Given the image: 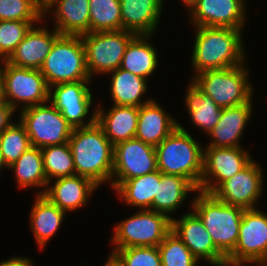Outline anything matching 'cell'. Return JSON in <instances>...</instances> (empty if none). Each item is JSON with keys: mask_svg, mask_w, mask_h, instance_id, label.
I'll return each mask as SVG.
<instances>
[{"mask_svg": "<svg viewBox=\"0 0 267 266\" xmlns=\"http://www.w3.org/2000/svg\"><path fill=\"white\" fill-rule=\"evenodd\" d=\"M192 66L197 75L207 70H220L244 64L245 51L241 29L196 27Z\"/></svg>", "mask_w": 267, "mask_h": 266, "instance_id": "6da1fadb", "label": "cell"}, {"mask_svg": "<svg viewBox=\"0 0 267 266\" xmlns=\"http://www.w3.org/2000/svg\"><path fill=\"white\" fill-rule=\"evenodd\" d=\"M68 143L76 175L87 177L98 186L111 181L114 145L97 122L86 127L73 128Z\"/></svg>", "mask_w": 267, "mask_h": 266, "instance_id": "7a4b0ae2", "label": "cell"}, {"mask_svg": "<svg viewBox=\"0 0 267 266\" xmlns=\"http://www.w3.org/2000/svg\"><path fill=\"white\" fill-rule=\"evenodd\" d=\"M179 126L155 147L158 170L187 178L198 190L203 171V146Z\"/></svg>", "mask_w": 267, "mask_h": 266, "instance_id": "3957f363", "label": "cell"}, {"mask_svg": "<svg viewBox=\"0 0 267 266\" xmlns=\"http://www.w3.org/2000/svg\"><path fill=\"white\" fill-rule=\"evenodd\" d=\"M197 193L191 201V211L200 218L216 248L227 257L237 244L245 209L225 204L211 193L200 190Z\"/></svg>", "mask_w": 267, "mask_h": 266, "instance_id": "277c9868", "label": "cell"}, {"mask_svg": "<svg viewBox=\"0 0 267 266\" xmlns=\"http://www.w3.org/2000/svg\"><path fill=\"white\" fill-rule=\"evenodd\" d=\"M40 72L48 87L60 83L90 81L81 36L60 35L53 43Z\"/></svg>", "mask_w": 267, "mask_h": 266, "instance_id": "5b68a950", "label": "cell"}, {"mask_svg": "<svg viewBox=\"0 0 267 266\" xmlns=\"http://www.w3.org/2000/svg\"><path fill=\"white\" fill-rule=\"evenodd\" d=\"M246 67L244 63L236 67L207 70L193 75L192 81L220 108L240 105L249 102L254 95Z\"/></svg>", "mask_w": 267, "mask_h": 266, "instance_id": "8992f818", "label": "cell"}, {"mask_svg": "<svg viewBox=\"0 0 267 266\" xmlns=\"http://www.w3.org/2000/svg\"><path fill=\"white\" fill-rule=\"evenodd\" d=\"M111 242L116 249L158 246L172 230V219L152 210H139L114 226Z\"/></svg>", "mask_w": 267, "mask_h": 266, "instance_id": "52a82bcc", "label": "cell"}, {"mask_svg": "<svg viewBox=\"0 0 267 266\" xmlns=\"http://www.w3.org/2000/svg\"><path fill=\"white\" fill-rule=\"evenodd\" d=\"M136 34L128 30L89 32L81 36L89 76L105 75L121 66L125 49Z\"/></svg>", "mask_w": 267, "mask_h": 266, "instance_id": "ba28073f", "label": "cell"}, {"mask_svg": "<svg viewBox=\"0 0 267 266\" xmlns=\"http://www.w3.org/2000/svg\"><path fill=\"white\" fill-rule=\"evenodd\" d=\"M19 114L33 147L61 145L71 137L73 127L50 102L24 108Z\"/></svg>", "mask_w": 267, "mask_h": 266, "instance_id": "9c48e42d", "label": "cell"}, {"mask_svg": "<svg viewBox=\"0 0 267 266\" xmlns=\"http://www.w3.org/2000/svg\"><path fill=\"white\" fill-rule=\"evenodd\" d=\"M3 76L5 101L15 110L49 102V87L40 69L18 67L3 60Z\"/></svg>", "mask_w": 267, "mask_h": 266, "instance_id": "30bf717a", "label": "cell"}, {"mask_svg": "<svg viewBox=\"0 0 267 266\" xmlns=\"http://www.w3.org/2000/svg\"><path fill=\"white\" fill-rule=\"evenodd\" d=\"M267 261V213L259 208L245 209L235 249L226 264L244 266Z\"/></svg>", "mask_w": 267, "mask_h": 266, "instance_id": "8fae6325", "label": "cell"}, {"mask_svg": "<svg viewBox=\"0 0 267 266\" xmlns=\"http://www.w3.org/2000/svg\"><path fill=\"white\" fill-rule=\"evenodd\" d=\"M252 160L249 151L243 147H205L200 191L212 194Z\"/></svg>", "mask_w": 267, "mask_h": 266, "instance_id": "7c38bea8", "label": "cell"}, {"mask_svg": "<svg viewBox=\"0 0 267 266\" xmlns=\"http://www.w3.org/2000/svg\"><path fill=\"white\" fill-rule=\"evenodd\" d=\"M89 85L90 81H77L49 87V102L62 113L73 128L86 127L96 122V108L86 120L93 105Z\"/></svg>", "mask_w": 267, "mask_h": 266, "instance_id": "4fadbf2b", "label": "cell"}, {"mask_svg": "<svg viewBox=\"0 0 267 266\" xmlns=\"http://www.w3.org/2000/svg\"><path fill=\"white\" fill-rule=\"evenodd\" d=\"M158 170L155 147L132 138L114 146L111 187L121 182Z\"/></svg>", "mask_w": 267, "mask_h": 266, "instance_id": "5bb4252c", "label": "cell"}, {"mask_svg": "<svg viewBox=\"0 0 267 266\" xmlns=\"http://www.w3.org/2000/svg\"><path fill=\"white\" fill-rule=\"evenodd\" d=\"M262 168L254 159L233 177L224 181L212 194L225 204L257 208V201L263 195L264 180Z\"/></svg>", "mask_w": 267, "mask_h": 266, "instance_id": "9a60e30c", "label": "cell"}, {"mask_svg": "<svg viewBox=\"0 0 267 266\" xmlns=\"http://www.w3.org/2000/svg\"><path fill=\"white\" fill-rule=\"evenodd\" d=\"M180 218H172V231L199 261H208L212 266H229L226 257L216 248L202 221L193 211L186 212Z\"/></svg>", "mask_w": 267, "mask_h": 266, "instance_id": "2e32d148", "label": "cell"}, {"mask_svg": "<svg viewBox=\"0 0 267 266\" xmlns=\"http://www.w3.org/2000/svg\"><path fill=\"white\" fill-rule=\"evenodd\" d=\"M245 0H200L190 10L189 20L196 27L244 30Z\"/></svg>", "mask_w": 267, "mask_h": 266, "instance_id": "e0dca14e", "label": "cell"}, {"mask_svg": "<svg viewBox=\"0 0 267 266\" xmlns=\"http://www.w3.org/2000/svg\"><path fill=\"white\" fill-rule=\"evenodd\" d=\"M59 36L60 34L55 28L49 31L48 28L37 27L35 24L17 45L7 61L18 67L40 69L50 53L54 41Z\"/></svg>", "mask_w": 267, "mask_h": 266, "instance_id": "ac0fdd59", "label": "cell"}, {"mask_svg": "<svg viewBox=\"0 0 267 266\" xmlns=\"http://www.w3.org/2000/svg\"><path fill=\"white\" fill-rule=\"evenodd\" d=\"M54 180L48 184L44 196L66 213L85 206L89 196L99 187L91 179L79 175Z\"/></svg>", "mask_w": 267, "mask_h": 266, "instance_id": "d6986e66", "label": "cell"}, {"mask_svg": "<svg viewBox=\"0 0 267 266\" xmlns=\"http://www.w3.org/2000/svg\"><path fill=\"white\" fill-rule=\"evenodd\" d=\"M252 100L222 109L219 121L208 133L211 140L207 147H242L240 139L252 116Z\"/></svg>", "mask_w": 267, "mask_h": 266, "instance_id": "ffe728a7", "label": "cell"}, {"mask_svg": "<svg viewBox=\"0 0 267 266\" xmlns=\"http://www.w3.org/2000/svg\"><path fill=\"white\" fill-rule=\"evenodd\" d=\"M178 126V121L168 114L154 98L139 107L135 138L157 147Z\"/></svg>", "mask_w": 267, "mask_h": 266, "instance_id": "44dd1931", "label": "cell"}, {"mask_svg": "<svg viewBox=\"0 0 267 266\" xmlns=\"http://www.w3.org/2000/svg\"><path fill=\"white\" fill-rule=\"evenodd\" d=\"M163 0H120L122 30L153 35L164 8Z\"/></svg>", "mask_w": 267, "mask_h": 266, "instance_id": "7402d4cb", "label": "cell"}, {"mask_svg": "<svg viewBox=\"0 0 267 266\" xmlns=\"http://www.w3.org/2000/svg\"><path fill=\"white\" fill-rule=\"evenodd\" d=\"M105 111L100 104L96 107V122L114 146L135 138L139 107L113 105L108 112Z\"/></svg>", "mask_w": 267, "mask_h": 266, "instance_id": "603a6c76", "label": "cell"}, {"mask_svg": "<svg viewBox=\"0 0 267 266\" xmlns=\"http://www.w3.org/2000/svg\"><path fill=\"white\" fill-rule=\"evenodd\" d=\"M43 13L44 18L48 13L55 16L54 28L60 35L82 36L90 32L89 0H56Z\"/></svg>", "mask_w": 267, "mask_h": 266, "instance_id": "cb8c5ba5", "label": "cell"}, {"mask_svg": "<svg viewBox=\"0 0 267 266\" xmlns=\"http://www.w3.org/2000/svg\"><path fill=\"white\" fill-rule=\"evenodd\" d=\"M65 214L66 212L53 204L46 196L36 195L29 222L39 249L43 250L47 242L56 234Z\"/></svg>", "mask_w": 267, "mask_h": 266, "instance_id": "d4e9b609", "label": "cell"}, {"mask_svg": "<svg viewBox=\"0 0 267 266\" xmlns=\"http://www.w3.org/2000/svg\"><path fill=\"white\" fill-rule=\"evenodd\" d=\"M192 191L198 189L187 178L160 172V182H157V196H154L152 211L166 214L172 219L170 214L183 205Z\"/></svg>", "mask_w": 267, "mask_h": 266, "instance_id": "484cf974", "label": "cell"}, {"mask_svg": "<svg viewBox=\"0 0 267 266\" xmlns=\"http://www.w3.org/2000/svg\"><path fill=\"white\" fill-rule=\"evenodd\" d=\"M111 74L110 93L113 105L140 107L153 100L148 98L142 101L147 91V79L137 76L122 68L107 73Z\"/></svg>", "mask_w": 267, "mask_h": 266, "instance_id": "4316f807", "label": "cell"}, {"mask_svg": "<svg viewBox=\"0 0 267 266\" xmlns=\"http://www.w3.org/2000/svg\"><path fill=\"white\" fill-rule=\"evenodd\" d=\"M150 37L152 35L136 34L130 40L120 68L148 80L158 66L157 50L150 43Z\"/></svg>", "mask_w": 267, "mask_h": 266, "instance_id": "83f0119b", "label": "cell"}, {"mask_svg": "<svg viewBox=\"0 0 267 266\" xmlns=\"http://www.w3.org/2000/svg\"><path fill=\"white\" fill-rule=\"evenodd\" d=\"M157 182H160L159 170L125 180L114 191L127 205L152 210L154 196H157Z\"/></svg>", "mask_w": 267, "mask_h": 266, "instance_id": "f1b7e54d", "label": "cell"}, {"mask_svg": "<svg viewBox=\"0 0 267 266\" xmlns=\"http://www.w3.org/2000/svg\"><path fill=\"white\" fill-rule=\"evenodd\" d=\"M12 172L18 186L22 189L41 187L36 195H44L48 181L44 172L41 148L31 146L25 151L11 166L8 167Z\"/></svg>", "mask_w": 267, "mask_h": 266, "instance_id": "f546056e", "label": "cell"}, {"mask_svg": "<svg viewBox=\"0 0 267 266\" xmlns=\"http://www.w3.org/2000/svg\"><path fill=\"white\" fill-rule=\"evenodd\" d=\"M186 89L185 105L189 118L194 126L208 135L219 121L222 108L217 106L210 96L204 94L193 81Z\"/></svg>", "mask_w": 267, "mask_h": 266, "instance_id": "4dcf8cb0", "label": "cell"}, {"mask_svg": "<svg viewBox=\"0 0 267 266\" xmlns=\"http://www.w3.org/2000/svg\"><path fill=\"white\" fill-rule=\"evenodd\" d=\"M44 172L50 184L51 179L76 175L69 143L41 148Z\"/></svg>", "mask_w": 267, "mask_h": 266, "instance_id": "1f68e13d", "label": "cell"}, {"mask_svg": "<svg viewBox=\"0 0 267 266\" xmlns=\"http://www.w3.org/2000/svg\"><path fill=\"white\" fill-rule=\"evenodd\" d=\"M90 32L122 30L120 0H89Z\"/></svg>", "mask_w": 267, "mask_h": 266, "instance_id": "d6a6232c", "label": "cell"}, {"mask_svg": "<svg viewBox=\"0 0 267 266\" xmlns=\"http://www.w3.org/2000/svg\"><path fill=\"white\" fill-rule=\"evenodd\" d=\"M30 147V138L26 132L25 126L20 121L13 122L0 135V152L7 168Z\"/></svg>", "mask_w": 267, "mask_h": 266, "instance_id": "836d02e7", "label": "cell"}, {"mask_svg": "<svg viewBox=\"0 0 267 266\" xmlns=\"http://www.w3.org/2000/svg\"><path fill=\"white\" fill-rule=\"evenodd\" d=\"M162 266H197L199 260L172 230L158 245Z\"/></svg>", "mask_w": 267, "mask_h": 266, "instance_id": "e575fe53", "label": "cell"}, {"mask_svg": "<svg viewBox=\"0 0 267 266\" xmlns=\"http://www.w3.org/2000/svg\"><path fill=\"white\" fill-rule=\"evenodd\" d=\"M109 257L118 266H162L158 246L116 249Z\"/></svg>", "mask_w": 267, "mask_h": 266, "instance_id": "d590c367", "label": "cell"}, {"mask_svg": "<svg viewBox=\"0 0 267 266\" xmlns=\"http://www.w3.org/2000/svg\"><path fill=\"white\" fill-rule=\"evenodd\" d=\"M42 21H0V59L7 60L35 23Z\"/></svg>", "mask_w": 267, "mask_h": 266, "instance_id": "8d00e7d4", "label": "cell"}, {"mask_svg": "<svg viewBox=\"0 0 267 266\" xmlns=\"http://www.w3.org/2000/svg\"><path fill=\"white\" fill-rule=\"evenodd\" d=\"M35 0H0V21H43Z\"/></svg>", "mask_w": 267, "mask_h": 266, "instance_id": "74e56055", "label": "cell"}, {"mask_svg": "<svg viewBox=\"0 0 267 266\" xmlns=\"http://www.w3.org/2000/svg\"><path fill=\"white\" fill-rule=\"evenodd\" d=\"M16 110L6 101L0 102V135L13 123Z\"/></svg>", "mask_w": 267, "mask_h": 266, "instance_id": "f35d334b", "label": "cell"}, {"mask_svg": "<svg viewBox=\"0 0 267 266\" xmlns=\"http://www.w3.org/2000/svg\"><path fill=\"white\" fill-rule=\"evenodd\" d=\"M33 261L27 257L16 256L0 262V266H34Z\"/></svg>", "mask_w": 267, "mask_h": 266, "instance_id": "ab89813d", "label": "cell"}, {"mask_svg": "<svg viewBox=\"0 0 267 266\" xmlns=\"http://www.w3.org/2000/svg\"><path fill=\"white\" fill-rule=\"evenodd\" d=\"M2 65H0V102L5 101V88H4V76H3V60L0 59Z\"/></svg>", "mask_w": 267, "mask_h": 266, "instance_id": "60d3db41", "label": "cell"}, {"mask_svg": "<svg viewBox=\"0 0 267 266\" xmlns=\"http://www.w3.org/2000/svg\"><path fill=\"white\" fill-rule=\"evenodd\" d=\"M36 4L38 5V7L45 12L46 9H48V7L50 5H52L56 0H35Z\"/></svg>", "mask_w": 267, "mask_h": 266, "instance_id": "b9f144b4", "label": "cell"}, {"mask_svg": "<svg viewBox=\"0 0 267 266\" xmlns=\"http://www.w3.org/2000/svg\"><path fill=\"white\" fill-rule=\"evenodd\" d=\"M183 3L186 5V9L188 7V11L195 5L197 4L200 0H182Z\"/></svg>", "mask_w": 267, "mask_h": 266, "instance_id": "7bdbcfd3", "label": "cell"}, {"mask_svg": "<svg viewBox=\"0 0 267 266\" xmlns=\"http://www.w3.org/2000/svg\"><path fill=\"white\" fill-rule=\"evenodd\" d=\"M103 266H118L110 257H108L107 261Z\"/></svg>", "mask_w": 267, "mask_h": 266, "instance_id": "ee69618b", "label": "cell"}, {"mask_svg": "<svg viewBox=\"0 0 267 266\" xmlns=\"http://www.w3.org/2000/svg\"><path fill=\"white\" fill-rule=\"evenodd\" d=\"M3 167L6 168L7 165L5 164V162H4V160H3V156H2V154H1V152H0V170H1Z\"/></svg>", "mask_w": 267, "mask_h": 266, "instance_id": "f6af8a7d", "label": "cell"}, {"mask_svg": "<svg viewBox=\"0 0 267 266\" xmlns=\"http://www.w3.org/2000/svg\"><path fill=\"white\" fill-rule=\"evenodd\" d=\"M253 264H256V266H267V261H260V262H256V263H253Z\"/></svg>", "mask_w": 267, "mask_h": 266, "instance_id": "bcb514c9", "label": "cell"}]
</instances>
